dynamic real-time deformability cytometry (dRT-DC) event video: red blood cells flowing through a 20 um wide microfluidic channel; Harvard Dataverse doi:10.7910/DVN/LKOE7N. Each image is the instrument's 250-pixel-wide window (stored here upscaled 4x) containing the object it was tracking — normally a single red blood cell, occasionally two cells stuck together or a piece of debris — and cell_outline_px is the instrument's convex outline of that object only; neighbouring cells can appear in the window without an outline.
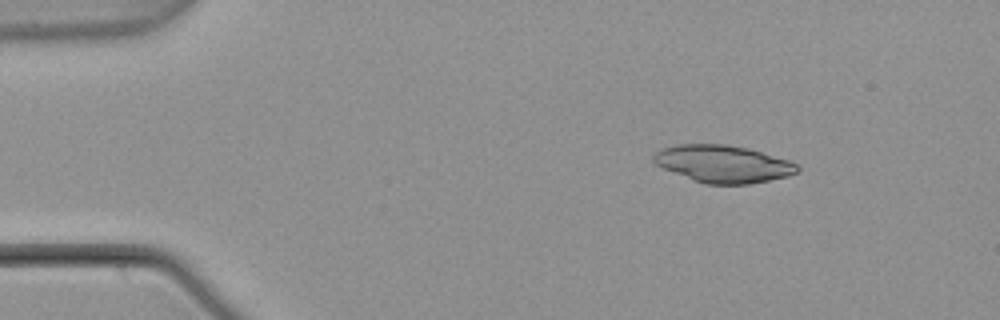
{"species": "common noctule bat (a hibernating species)", "species_latin": "Nyctalus noctula", "temperature_condition": "warm", "stored_images_in_passage": 3, "camera_frame_rate_fps": 3000, "um_per_image_px": 0.085, "animal": {"sex": "male", "body_mass_g": 21.5, "forearm_length_mm": 52.0}, "frame": {"image": 1, "passage_image": 1, "time_ms": 0.0, "image_size_px": [1000, 320], "cell_outline_px": [[800, 168], [796, 172], [788, 176], [748, 184], [704, 184], [692, 180], [664, 168], [656, 164], [652, 160], [652, 156], [660, 148], [676, 144], [724, 144], [748, 148], [788, 160], [796, 164]], "centroid_in_image_um": [61.42, 13.92], "position_along_channel_um": 23.6, "area_um2": 31.15}}